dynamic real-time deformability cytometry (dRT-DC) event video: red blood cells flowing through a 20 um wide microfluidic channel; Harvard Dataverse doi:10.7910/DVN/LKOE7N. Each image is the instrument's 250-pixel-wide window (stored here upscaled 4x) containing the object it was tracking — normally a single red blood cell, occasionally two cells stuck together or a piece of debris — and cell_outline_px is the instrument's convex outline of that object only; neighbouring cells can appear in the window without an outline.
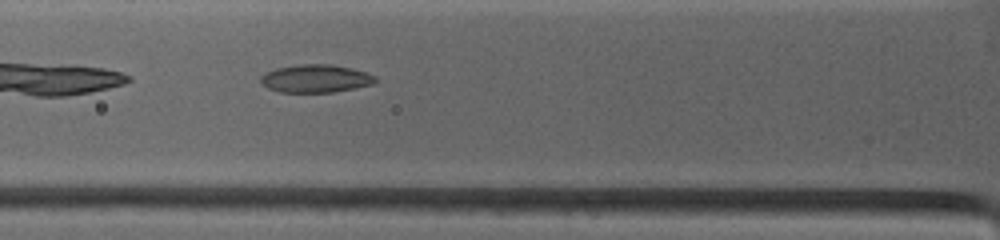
{"species": "common noctule bat (a hibernating species)", "species_latin": "Nyctalus noctula", "temperature_condition": "warm", "stored_images_in_passage": 67, "camera_frame_rate_fps": 4500, "um_per_image_px": 0.085, "animal": {"sex": "female", "body_mass_g": 19.0, "forearm_length_mm": 53.3}, "frame": {"image": 1, "passage_image": 15, "time_ms": 2.0, "image_size_px": [1000, 240], "cell_outline_px": [[376, 80], [372, 84], [332, 92], [280, 92], [268, 88], [260, 80], [260, 76], [264, 72], [276, 68], [300, 64], [332, 64], [352, 68], [368, 72], [376, 76]], "centroid_in_image_um": [26.82, 6.66], "position_along_channel_um": 99.0, "area_um2": 18.67}}
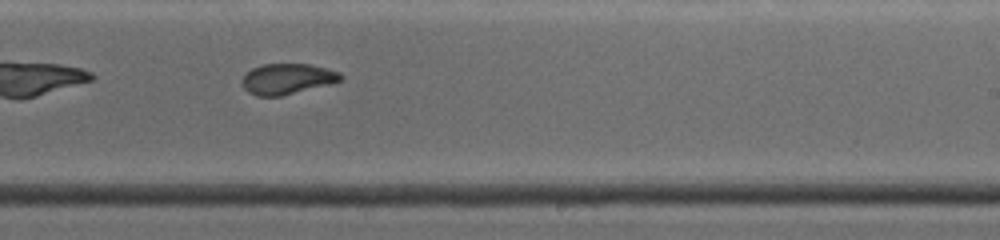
{"frame": {"image": 2, "passage_image": 35, "time_ms": 6.222, "image_size_px": [1000, 240], "cell_outline_px": [[344, 76], [340, 80], [328, 84], [280, 96], [256, 96], [248, 92], [244, 88], [244, 76], [252, 68], [260, 64], [308, 64], [340, 72]], "centroid_in_image_um": [24.41, 6.7], "position_along_channel_um": 264.6, "area_um2": 17.22}}
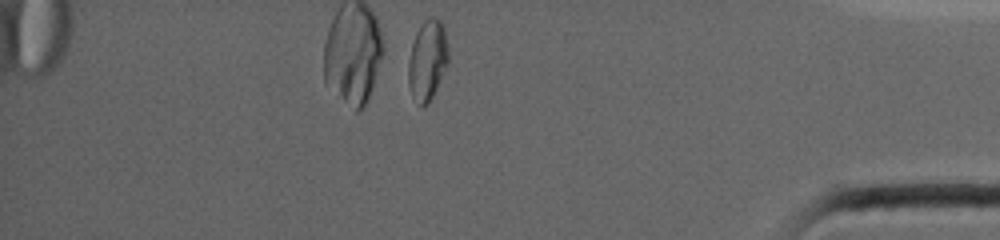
{"frame": {"image": 3, "passage_image": 63, "time_ms": 10.667, "image_size_px": [1000, 240], "cell_outline_px": [[448, 60], [436, 88], [428, 104], [424, 108], [420, 108], [412, 96], [408, 84], [408, 60], [412, 44], [416, 32], [420, 24], [428, 16], [432, 16], [440, 20], [444, 24], [448, 44]], "centroid_in_image_um": [36.32, 5.09], "position_along_channel_um": 398.9, "area_um2": 18.96}, "authors_computed_cell_mechanics": {"area_um2": 18.6694, "velocity_mm_per_s": 3.9335, "shape_relaxation_time_tau1_ms": null, "shape_relaxation_time_tau2_ms": 2.9375, "deformation_change_tau1": null, "deformation_change_tau2": 0.0788}}